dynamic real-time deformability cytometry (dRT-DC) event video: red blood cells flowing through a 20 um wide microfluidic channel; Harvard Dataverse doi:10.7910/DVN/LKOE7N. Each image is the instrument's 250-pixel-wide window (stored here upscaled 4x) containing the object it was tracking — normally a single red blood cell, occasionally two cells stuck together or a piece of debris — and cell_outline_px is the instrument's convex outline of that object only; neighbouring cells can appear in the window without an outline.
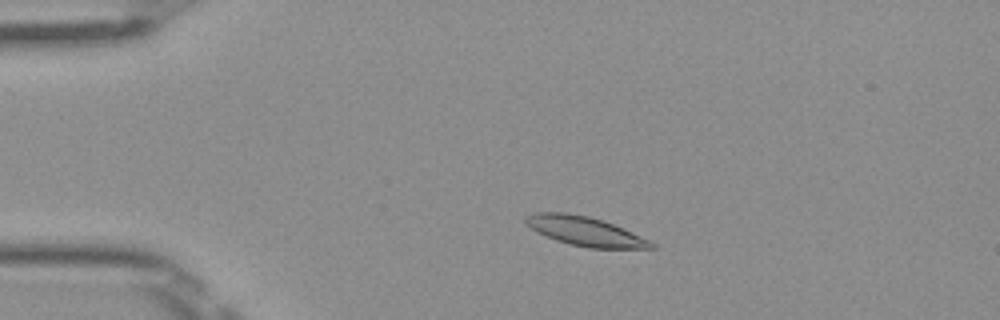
{"species": "Egyptian fruit bat (a non-hibernating species)", "species_latin": "Rousettus aegyptiacus", "temperature_condition": "room temperature", "stored_images_in_passage": 49, "camera_frame_rate_fps": 3000, "um_per_image_px": 0.085, "frame": {"image": 1, "passage_image": 9, "time_ms": 2.667, "image_size_px": [1000, 320], "cell_outline_px": [[656, 248], [588, 248], [556, 240], [536, 232], [524, 220], [524, 216], [532, 212], [568, 212], [588, 216], [604, 220], [640, 236], [656, 244]], "centroid_in_image_um": [49.69, 19.63], "position_along_channel_um": 35.3, "area_um2": 21.27}}
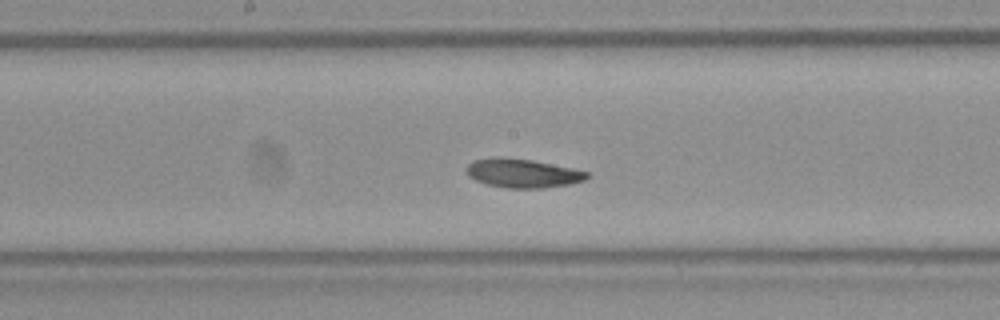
{"frame": {"image": 2, "passage_image": 25, "time_ms": 8.0, "image_size_px": [1000, 320], "cell_outline_px": [[592, 176], [584, 180], [568, 184], [544, 188], [508, 188], [488, 184], [476, 180], [468, 176], [468, 164], [472, 160], [492, 156], [500, 156], [532, 160], [572, 168], [588, 172]], "centroid_in_image_um": [44.42, 14.71], "position_along_channel_um": 203.8, "area_um2": 20.29}}
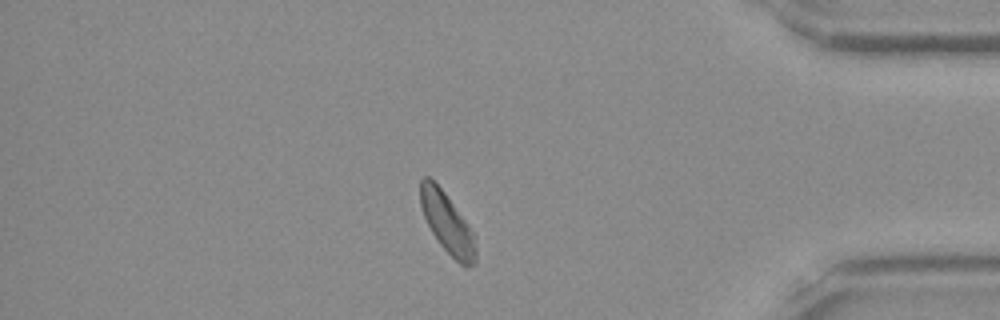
{"frame": {"image": 3, "passage_image": 42, "time_ms": 13.667, "image_size_px": [1000, 320], "cell_outline_px": [[476, 264], [460, 264], [440, 244], [432, 232], [424, 216], [420, 204], [420, 180], [424, 176], [428, 176], [444, 192], [468, 224], [472, 232], [476, 248]], "centroid_in_image_um": [38.0, 18.94], "position_along_channel_um": 397.2, "area_um2": 18.9}, "authors_computed_cell_mechanics": {"area_um2": 20.4034, "velocity_mm_per_s": 3.98, "shape_relaxation_time_tau1_ms": 5.4838, "shape_relaxation_time_tau2_ms": null, "deformation_change_tau1": 0.0975, "deformation_change_tau2": null}}